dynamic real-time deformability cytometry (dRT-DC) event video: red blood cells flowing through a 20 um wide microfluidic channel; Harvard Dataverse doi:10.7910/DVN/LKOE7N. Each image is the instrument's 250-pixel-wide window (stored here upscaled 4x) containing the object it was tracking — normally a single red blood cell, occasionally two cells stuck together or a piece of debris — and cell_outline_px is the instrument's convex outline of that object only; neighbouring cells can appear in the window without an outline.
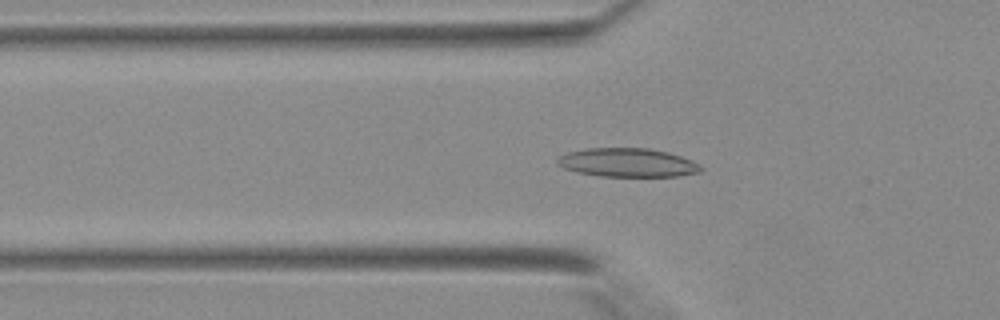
{"species": "Egyptian fruit bat (a non-hibernating species)", "species_latin": "Rousettus aegyptiacus", "temperature_condition": "warm", "stored_images_in_passage": 33, "camera_frame_rate_fps": 3000, "um_per_image_px": 0.085, "animal": {"sex": "female"}, "frame": {"image": 1, "passage_image": 5, "time_ms": 1.333, "image_size_px": [1000, 320], "cell_outline_px": [[704, 168], [700, 172], [676, 176], [600, 176], [576, 172], [564, 168], [556, 164], [556, 160], [560, 156], [568, 152], [588, 148], [648, 148], [668, 152], [692, 160], [700, 164]], "centroid_in_image_um": [53.34, 13.82], "position_along_channel_um": 72.5, "area_um2": 24.04}}
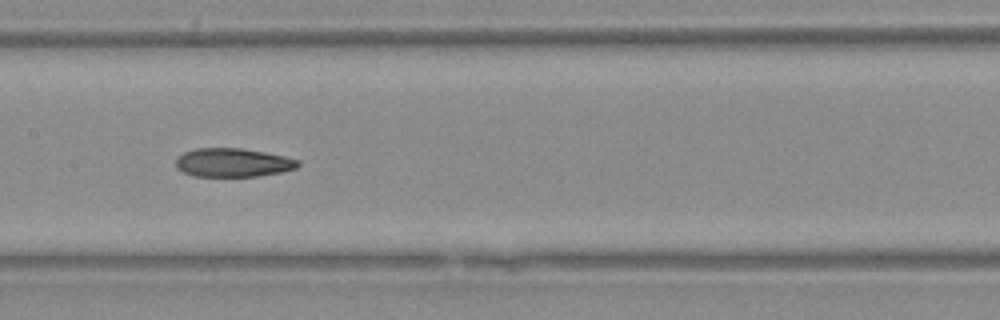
{"frame": {"image": 2, "passage_image": 12, "time_ms": 3.667, "image_size_px": [1000, 320], "cell_outline_px": [[300, 164], [296, 168], [284, 172], [260, 176], [192, 176], [176, 168], [176, 156], [184, 152], [196, 148], [240, 148], [264, 152], [284, 156], [300, 160]], "centroid_in_image_um": [19.8, 13.82], "position_along_channel_um": 187.6, "area_um2": 20.58}}
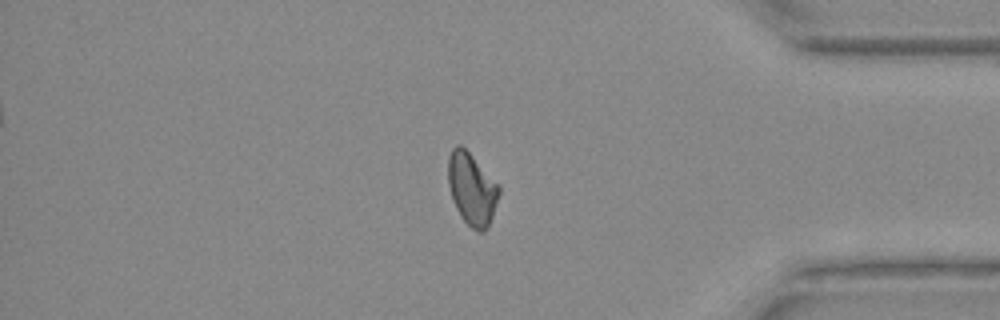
{"frame": {"image": 3, "passage_image": 26, "time_ms": 8.333, "image_size_px": [1000, 320], "cell_outline_px": [[500, 192], [492, 216], [484, 232], [476, 232], [460, 216], [456, 208], [448, 184], [448, 156], [452, 148], [456, 144], [460, 144], [468, 152], [500, 188]], "centroid_in_image_um": [40.07, 16.07], "position_along_channel_um": 395.1, "area_um2": 20.87}}